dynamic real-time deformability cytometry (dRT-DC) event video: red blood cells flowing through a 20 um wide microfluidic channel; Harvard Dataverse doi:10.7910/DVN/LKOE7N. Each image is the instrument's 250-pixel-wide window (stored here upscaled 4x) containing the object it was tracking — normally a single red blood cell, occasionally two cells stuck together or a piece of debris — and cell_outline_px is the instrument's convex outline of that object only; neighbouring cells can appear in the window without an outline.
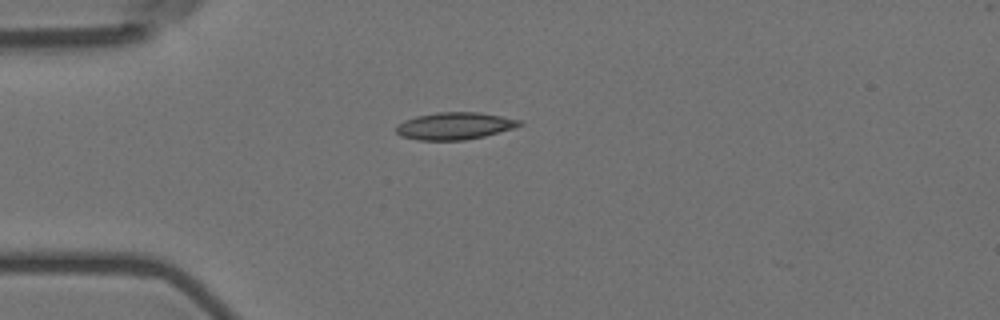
{"species": "Egyptian fruit bat (a non-hibernating species)", "species_latin": "Rousettus aegyptiacus", "temperature_condition": "room temperature", "stored_images_in_passage": 41, "camera_frame_rate_fps": 3000, "um_per_image_px": 0.085, "animal": {"sex": "female"}, "frame": {"image": 1, "passage_image": 1, "time_ms": 0.0, "image_size_px": [1000, 320], "cell_outline_px": [[524, 124], [512, 128], [484, 136], [464, 140], [416, 140], [400, 136], [396, 132], [396, 128], [404, 120], [416, 116], [436, 112], [480, 112], [524, 120]], "centroid_in_image_um": [38.66, 10.7], "position_along_channel_um": 46.3, "area_um2": 19.59}}
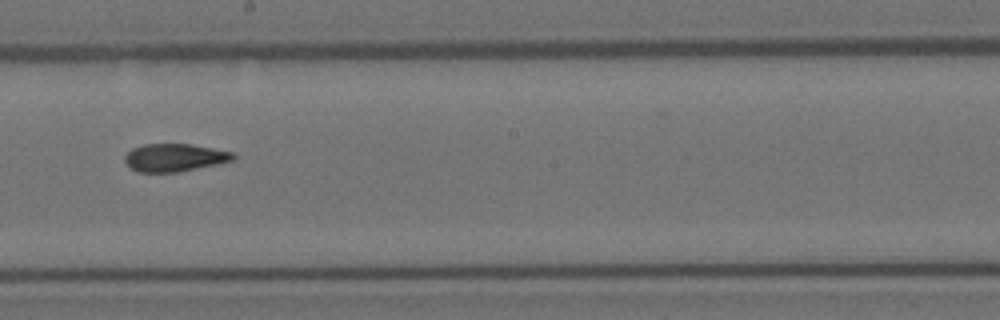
{"frame": {"image": 2, "passage_image": 18, "time_ms": 5.667, "image_size_px": [1000, 320], "cell_outline_px": [[236, 156], [232, 160], [220, 164], [180, 172], [140, 172], [132, 168], [124, 160], [124, 156], [132, 148], [144, 144], [188, 144], [212, 148], [232, 152]], "centroid_in_image_um": [14.85, 13.4], "position_along_channel_um": 233.3, "area_um2": 17.51}}
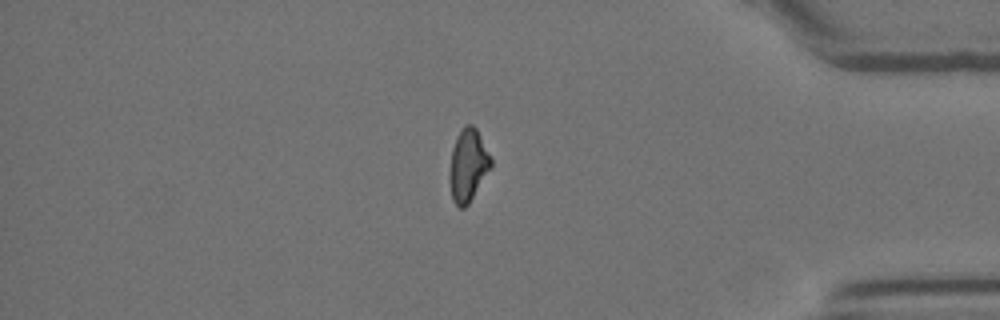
{"frame": {"image": 3, "passage_image": 34, "time_ms": 11.0, "image_size_px": [1000, 320], "cell_outline_px": [[492, 168], [468, 204], [464, 208], [460, 208], [452, 200], [448, 180], [448, 172], [452, 148], [456, 136], [464, 124], [472, 124], [476, 128], [492, 160]], "centroid_in_image_um": [39.76, 14.06], "position_along_channel_um": 395.4, "area_um2": 17.8}, "authors_computed_cell_mechanics": {"area_um2": 17.8024, "velocity_mm_per_s": 3.5928, "shape_relaxation_time_tau1_ms": 10.1685, "shape_relaxation_time_tau2_ms": 3.7819, "deformation_change_tau1": 0.2193, "deformation_change_tau2": 0.1092}}